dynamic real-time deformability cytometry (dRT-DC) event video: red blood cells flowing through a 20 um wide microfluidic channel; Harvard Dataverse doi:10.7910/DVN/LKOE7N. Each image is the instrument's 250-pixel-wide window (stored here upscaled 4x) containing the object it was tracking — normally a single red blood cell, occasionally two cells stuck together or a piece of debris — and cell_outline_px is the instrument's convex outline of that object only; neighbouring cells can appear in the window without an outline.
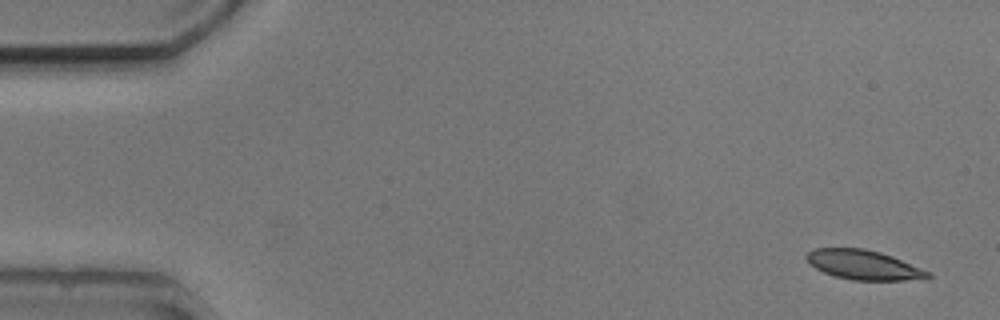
{"species": "common noctule bat (a hibernating species)", "species_latin": "Nyctalus noctula", "temperature_condition": "cold", "stored_images_in_passage": 6, "segment_of_instrument_passage": [2, 2], "camera_frame_rate_fps": 3000, "um_per_image_px": 0.085, "animal": {"sex": "male", "body_mass_g": 20.5, "forearm_length_mm": 52.5}, "frame": {"image": 1, "passage_image": 6, "time_ms": 6.667, "image_size_px": [1000, 320], "cell_outline_px": [[932, 276], [928, 280], [852, 280], [836, 276], [824, 272], [816, 268], [804, 256], [812, 248], [864, 248], [880, 252], [892, 256], [932, 272]], "centroid_in_image_um": [73.48, 22.52], "position_along_channel_um": 11.5, "area_um2": 21.04}}